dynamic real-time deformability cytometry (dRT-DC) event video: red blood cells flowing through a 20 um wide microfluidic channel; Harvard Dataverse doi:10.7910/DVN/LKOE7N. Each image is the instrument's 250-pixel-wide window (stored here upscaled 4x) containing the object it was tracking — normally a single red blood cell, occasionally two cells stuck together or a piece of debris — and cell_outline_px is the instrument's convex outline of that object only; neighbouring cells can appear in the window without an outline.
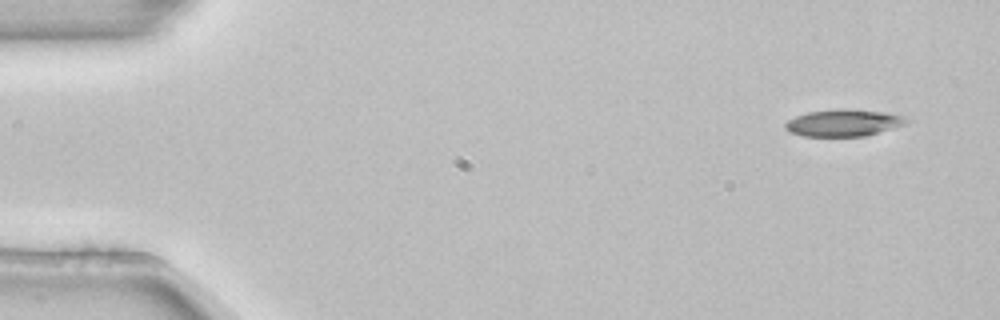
{"species": "common noctule bat (a hibernating species)", "species_latin": "Nyctalus noctula", "temperature_condition": "room temperature", "stored_images_in_passage": 5, "camera_frame_rate_fps": 3000, "um_per_image_px": 0.085, "animal": {"sex": "female", "body_mass_g": 22.7, "forearm_length_mm": 54.2}, "frame": {"image": 1, "passage_image": 1, "time_ms": 0.0, "image_size_px": [1000, 320], "cell_outline_px": [[912, 120], [904, 124], [892, 128], [864, 136], [804, 136], [788, 132], [784, 128], [784, 124], [788, 120], [796, 116], [808, 112], [888, 112], [904, 116]], "centroid_in_image_um": [71.68, 10.5], "position_along_channel_um": 13.3, "area_um2": 17.92}}
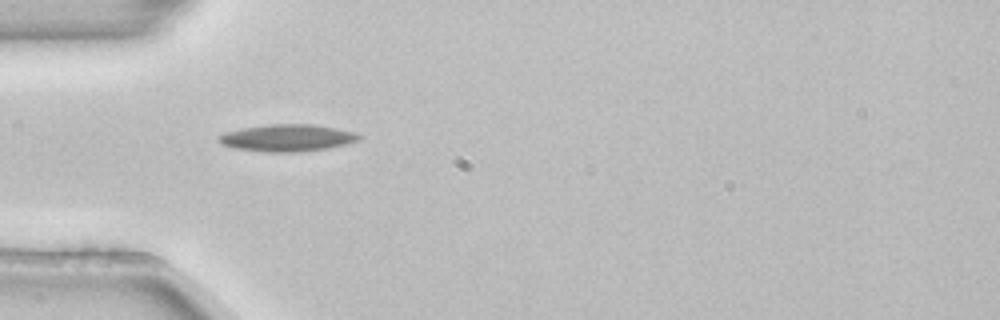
{"frame": {"image": 2, "passage_image": 4, "time_ms": 1.0, "image_size_px": [1000, 320], "cell_outline_px": [[364, 136], [360, 140], [344, 144], [324, 148], [296, 152], [268, 152], [236, 148], [224, 144], [216, 136], [228, 132], [244, 128], [272, 124], [312, 124], [336, 128], [352, 132]], "centroid_in_image_um": [24.46, 11.71], "position_along_channel_um": 60.5, "area_um2": 21.56}}